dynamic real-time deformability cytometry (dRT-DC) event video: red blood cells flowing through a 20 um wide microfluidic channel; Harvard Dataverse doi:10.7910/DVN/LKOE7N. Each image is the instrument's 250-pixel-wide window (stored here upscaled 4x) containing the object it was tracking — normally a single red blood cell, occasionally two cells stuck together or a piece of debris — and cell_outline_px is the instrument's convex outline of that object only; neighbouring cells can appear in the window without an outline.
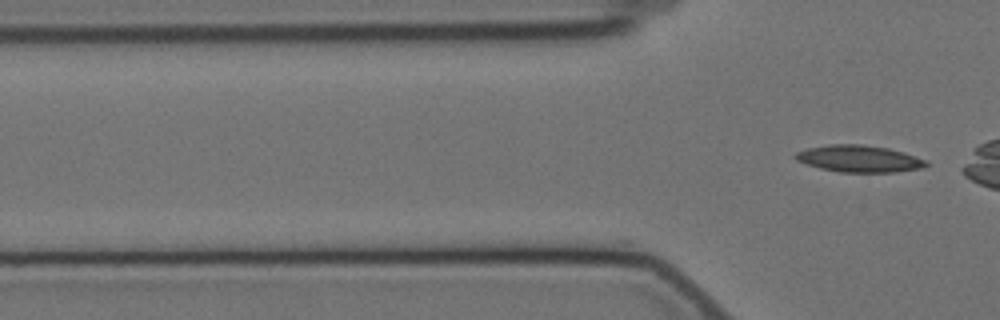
{"species": "Egyptian fruit bat (a non-hibernating species)", "species_latin": "Rousettus aegyptiacus", "temperature_condition": "cold", "stored_images_in_passage": 13, "camera_frame_rate_fps": 3000, "um_per_image_px": 0.085, "animal": {"sex": "female"}, "frame": {"image": 1, "passage_image": 13, "time_ms": 4.0, "image_size_px": [1000, 320], "cell_outline_px": [[928, 164], [924, 168], [896, 172], [840, 172], [820, 168], [796, 160], [792, 156], [796, 152], [808, 148], [828, 144], [860, 144], [888, 148], [904, 152], [928, 160]], "centroid_in_image_um": [73.05, 13.49], "position_along_channel_um": 52.7, "area_um2": 20.58}}